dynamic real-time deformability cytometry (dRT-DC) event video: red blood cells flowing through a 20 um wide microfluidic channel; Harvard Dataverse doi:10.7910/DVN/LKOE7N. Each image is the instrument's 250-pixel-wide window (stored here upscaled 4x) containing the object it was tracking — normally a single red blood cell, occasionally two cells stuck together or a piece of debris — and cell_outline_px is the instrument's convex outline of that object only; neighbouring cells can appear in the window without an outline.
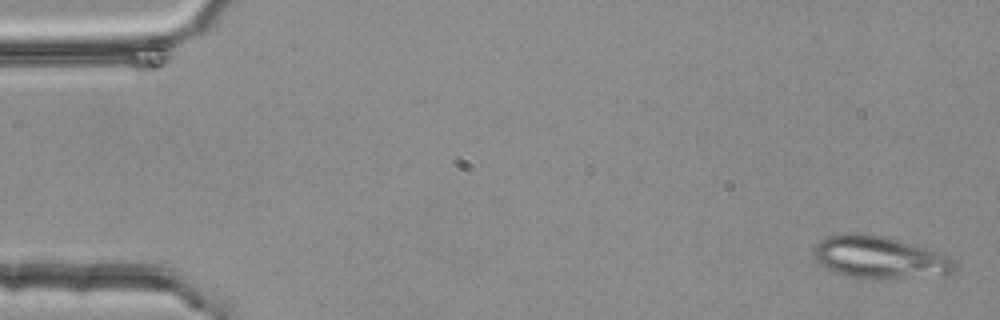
{"species": "common noctule bat (a hibernating species)", "species_latin": "Nyctalus noctula", "temperature_condition": "room temperature", "stored_images_in_passage": 3, "camera_frame_rate_fps": 3000, "um_per_image_px": 0.085, "animal": {"sex": "female", "body_mass_g": 25.1}, "frame": {"image": 1, "passage_image": 1, "time_ms": 0.0, "image_size_px": [1000, 320], "cell_outline_px": [[956, 268], [952, 272], [944, 276], [872, 280], [848, 276], [824, 268], [816, 260], [812, 252], [816, 244], [820, 240], [828, 236], [844, 232], [856, 232], [884, 236], [944, 252], [956, 264]], "centroid_in_image_um": [74.79, 21.89], "position_along_channel_um": 10.2, "area_um2": 35.72}}